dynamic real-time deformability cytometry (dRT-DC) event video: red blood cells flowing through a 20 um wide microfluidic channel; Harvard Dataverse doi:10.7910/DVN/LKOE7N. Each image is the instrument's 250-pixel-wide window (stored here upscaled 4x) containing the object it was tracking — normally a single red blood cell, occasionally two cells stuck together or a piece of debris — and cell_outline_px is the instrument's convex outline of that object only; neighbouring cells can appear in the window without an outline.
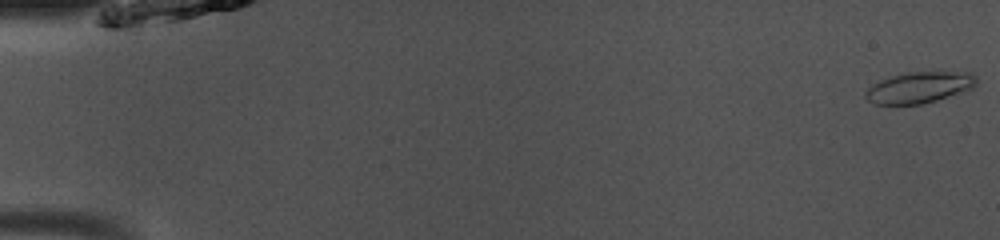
{"species": "common noctule bat (a hibernating species)", "species_latin": "Nyctalus noctula", "temperature_condition": "room temperature", "stored_images_in_passage": 50, "camera_frame_rate_fps": 3000, "um_per_image_px": 0.085, "animal": {"sex": "male", "body_mass_g": 13.0, "forearm_length_mm": 53.1}, "frame": {"image": 1, "passage_image": 1, "time_ms": 0.0, "image_size_px": [1000, 240], "cell_outline_px": [[976, 84], [972, 88], [936, 100], [920, 104], [876, 104], [868, 100], [864, 96], [864, 92], [872, 84], [880, 80], [904, 72], [940, 68], [972, 72], [976, 76]], "centroid_in_image_um": [78.19, 7.35], "position_along_channel_um": 6.8, "area_um2": 20.98}}
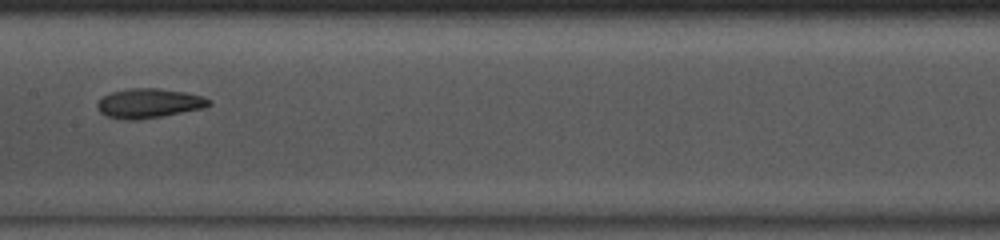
{"frame": {"image": 2, "passage_image": 26, "time_ms": 8.333, "image_size_px": [1000, 240], "cell_outline_px": [[212, 104], [204, 108], [160, 116], [136, 120], [124, 120], [108, 116], [100, 112], [96, 108], [96, 104], [104, 96], [112, 92], [128, 88], [156, 88], [184, 92], [204, 96], [212, 100]], "centroid_in_image_um": [12.67, 8.77], "position_along_channel_um": 194.7, "area_um2": 19.13}}
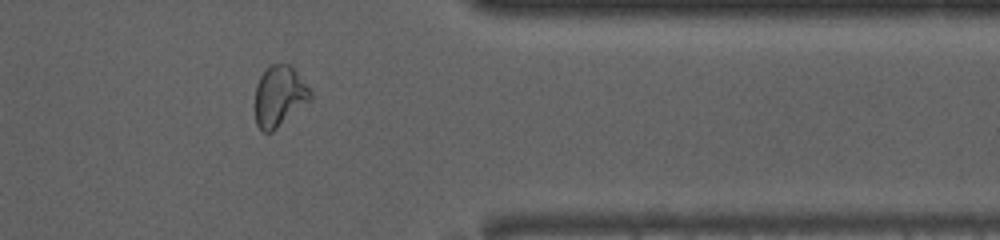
{"frame": {"image": 3, "passage_image": 41, "time_ms": 13.333, "image_size_px": [1000, 240], "cell_outline_px": [[312, 100], [272, 132], [260, 132], [256, 124], [256, 84], [260, 76], [268, 64], [288, 64], [292, 68], [312, 92]], "centroid_in_image_um": [23.74, 8.2], "position_along_channel_um": 387.7, "area_um2": 19.59}, "authors_computed_cell_mechanics": {"area_um2": 19.5942, "velocity_mm_per_s": 4.062, "shape_relaxation_time_tau1_ms": 5.8539, "shape_relaxation_time_tau2_ms": 3.7954, "deformation_change_tau1": 0.1846, "deformation_change_tau2": 0.0646}}